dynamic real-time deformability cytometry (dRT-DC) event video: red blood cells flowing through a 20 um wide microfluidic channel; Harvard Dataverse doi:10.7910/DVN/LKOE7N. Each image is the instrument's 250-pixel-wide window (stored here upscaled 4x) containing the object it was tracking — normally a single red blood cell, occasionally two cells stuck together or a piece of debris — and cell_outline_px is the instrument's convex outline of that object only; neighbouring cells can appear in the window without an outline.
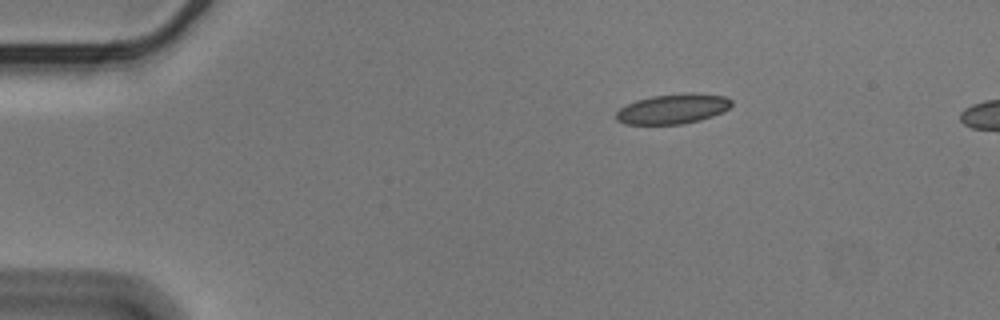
{"species": "Egyptian fruit bat (a non-hibernating species)", "species_latin": "Rousettus aegyptiacus", "temperature_condition": "cold", "stored_images_in_passage": 48, "camera_frame_rate_fps": 3000, "um_per_image_px": 0.085, "animal": {"sex": "male"}, "frame": {"image": 1, "passage_image": 1, "time_ms": 0.0, "image_size_px": [1000, 320], "cell_outline_px": [[732, 104], [728, 108], [712, 116], [700, 120], [684, 124], [624, 124], [616, 120], [616, 112], [620, 108], [636, 100], [652, 96], [688, 92], [696, 92], [724, 96], [732, 100]], "centroid_in_image_um": [57.19, 9.24], "position_along_channel_um": 27.8, "area_um2": 20.17}}
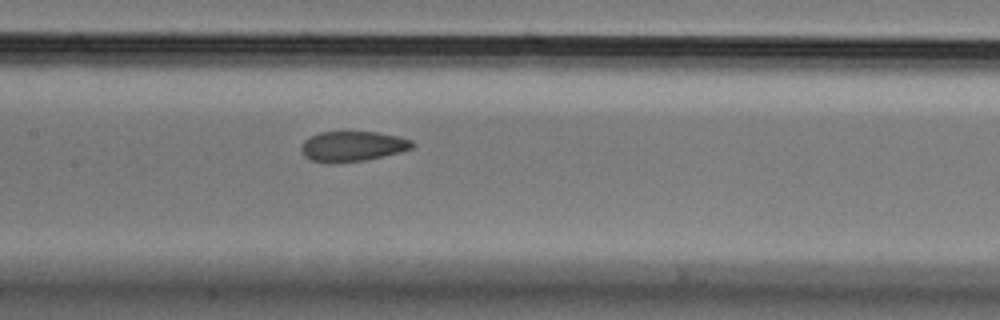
{"frame": {"image": 2, "passage_image": 19, "time_ms": 6.0, "image_size_px": [1000, 320], "cell_outline_px": [[416, 144], [412, 148], [400, 152], [364, 160], [332, 164], [328, 164], [312, 160], [304, 156], [300, 152], [300, 148], [304, 140], [320, 132], [376, 132], [396, 136], [412, 140]], "centroid_in_image_um": [29.93, 12.45], "position_along_channel_um": 177.5, "area_um2": 19.59}}
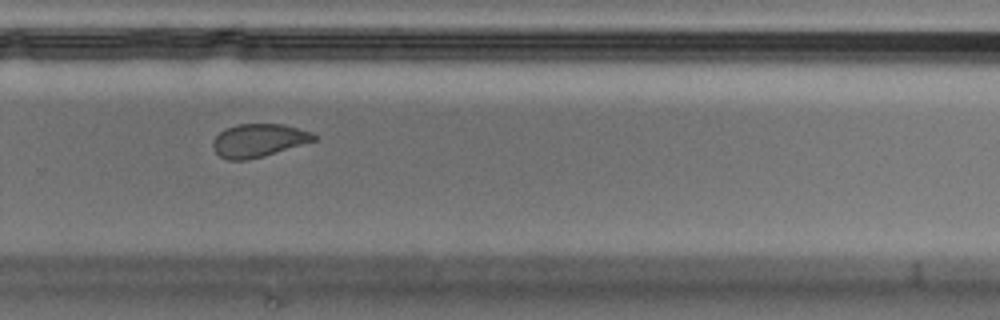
{"frame": {"image": 3, "passage_image": 30, "time_ms": 9.667, "image_size_px": [1000, 320], "cell_outline_px": [[320, 136], [316, 140], [264, 156], [248, 160], [228, 160], [220, 156], [212, 148], [212, 140], [220, 132], [236, 124], [284, 124], [312, 132]], "centroid_in_image_um": [21.99, 11.93], "position_along_channel_um": 307.8, "area_um2": 19.59}}